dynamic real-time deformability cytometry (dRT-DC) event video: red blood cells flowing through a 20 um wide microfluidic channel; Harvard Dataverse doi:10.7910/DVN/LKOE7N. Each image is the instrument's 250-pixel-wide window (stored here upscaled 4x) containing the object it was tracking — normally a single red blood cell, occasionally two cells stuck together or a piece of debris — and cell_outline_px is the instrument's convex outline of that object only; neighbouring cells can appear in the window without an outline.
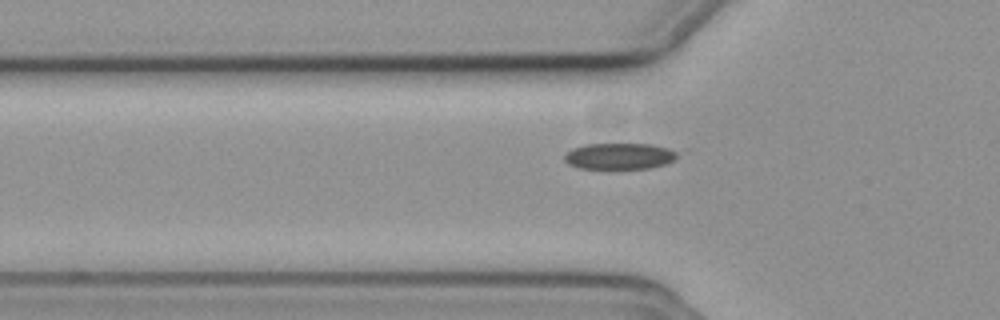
{"species": "common noctule bat (a hibernating species)", "species_latin": "Nyctalus noctula", "temperature_condition": "cold", "stored_images_in_passage": 39, "camera_frame_rate_fps": 3000, "um_per_image_px": 0.085, "animal": {"sex": "female", "body_mass_g": 19.3, "forearm_length_mm": 54.1}, "frame": {"image": 1, "passage_image": 2, "time_ms": 0.333, "image_size_px": [1000, 320], "cell_outline_px": [[676, 160], [668, 164], [648, 168], [580, 168], [568, 164], [564, 160], [564, 156], [572, 148], [584, 144], [652, 144], [668, 148], [676, 152]], "centroid_in_image_um": [52.66, 13.27], "position_along_channel_um": 73.1, "area_um2": 17.22}}
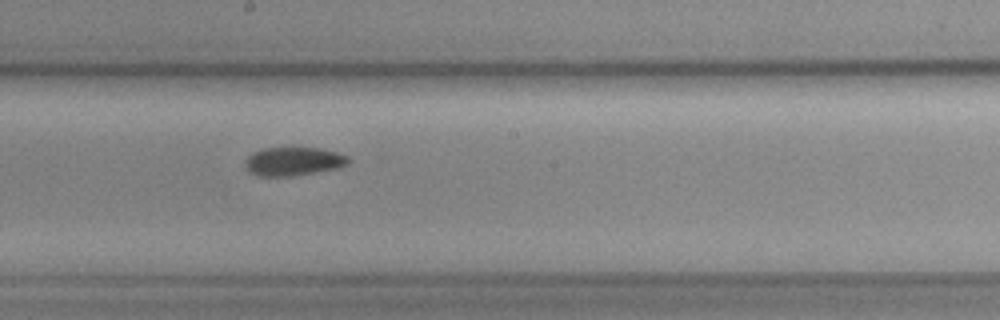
{"frame": {"image": 2, "passage_image": 14, "time_ms": 4.333, "image_size_px": [1000, 320], "cell_outline_px": [[352, 160], [348, 164], [340, 168], [292, 176], [256, 176], [248, 172], [244, 168], [244, 160], [252, 152], [264, 148], [320, 148], [336, 152], [348, 156]], "centroid_in_image_um": [24.92, 13.73], "position_along_channel_um": 223.3, "area_um2": 17.51}}
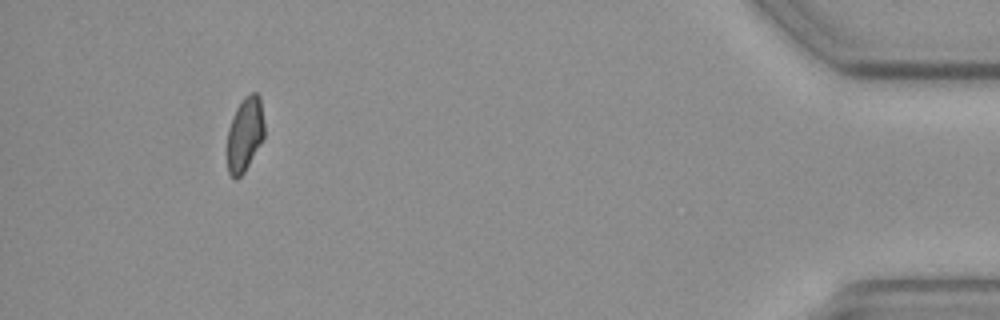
{"frame": {"image": 3, "passage_image": 35, "time_ms": 11.333, "image_size_px": [1000, 320], "cell_outline_px": [[264, 136], [244, 172], [236, 180], [228, 172], [228, 128], [232, 116], [240, 100], [244, 96], [252, 92], [256, 92], [260, 96], [264, 124]], "centroid_in_image_um": [20.81, 11.36], "position_along_channel_um": 414.4, "area_um2": 16.01}, "authors_computed_cell_mechanics": {"area_um2": 17.3978, "velocity_mm_per_s": 3.7437, "shape_relaxation_time_tau1_ms": null, "shape_relaxation_time_tau2_ms": 5.9133, "deformation_change_tau1": null, "deformation_change_tau2": 0.1051}}